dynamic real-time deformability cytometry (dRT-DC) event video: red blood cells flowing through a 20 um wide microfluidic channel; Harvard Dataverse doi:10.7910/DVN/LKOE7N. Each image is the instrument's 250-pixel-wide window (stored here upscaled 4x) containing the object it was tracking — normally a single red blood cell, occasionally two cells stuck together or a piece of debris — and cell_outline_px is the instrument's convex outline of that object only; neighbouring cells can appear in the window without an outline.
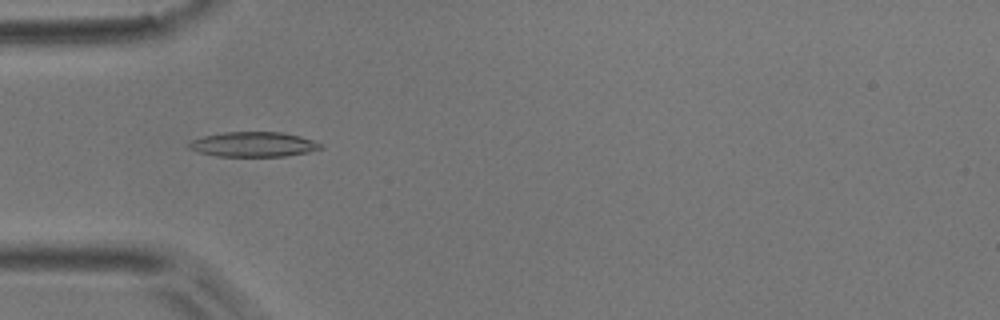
{"species": "common noctule bat (a hibernating species)", "species_latin": "Nyctalus noctula", "temperature_condition": "room temperature", "stored_images_in_passage": 42, "camera_frame_rate_fps": 3000, "um_per_image_px": 0.085, "animal": {"sex": "male", "body_mass_g": 17.9}, "frame": {"image": 1, "passage_image": 6, "time_ms": 1.667, "image_size_px": [1000, 320], "cell_outline_px": [[324, 148], [308, 152], [284, 156], [216, 156], [196, 152], [188, 148], [188, 144], [192, 140], [204, 136], [224, 132], [284, 132], [300, 136], [312, 140], [320, 144]], "centroid_in_image_um": [21.52, 12.27], "position_along_channel_um": 63.5, "area_um2": 19.07}}
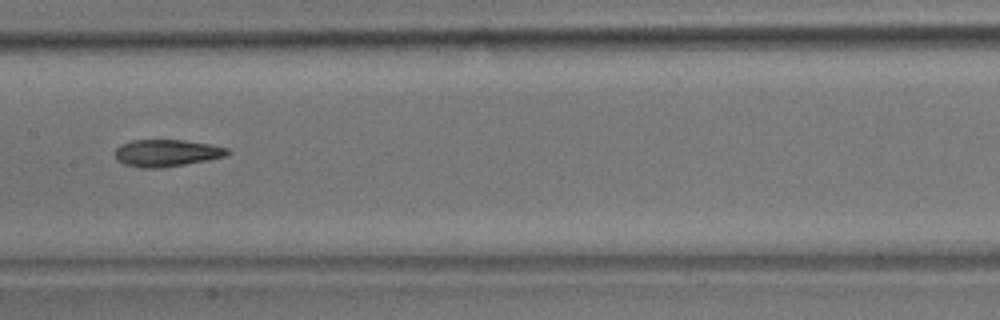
{"frame": {"image": 2, "passage_image": 16, "time_ms": 5.0, "image_size_px": [1000, 320], "cell_outline_px": [[232, 152], [228, 156], [208, 160], [160, 168], [140, 168], [124, 164], [116, 160], [116, 148], [120, 144], [132, 140], [184, 140], [212, 144], [228, 148]], "centroid_in_image_um": [14.2, 13.0], "position_along_channel_um": 193.2, "area_um2": 17.92}}
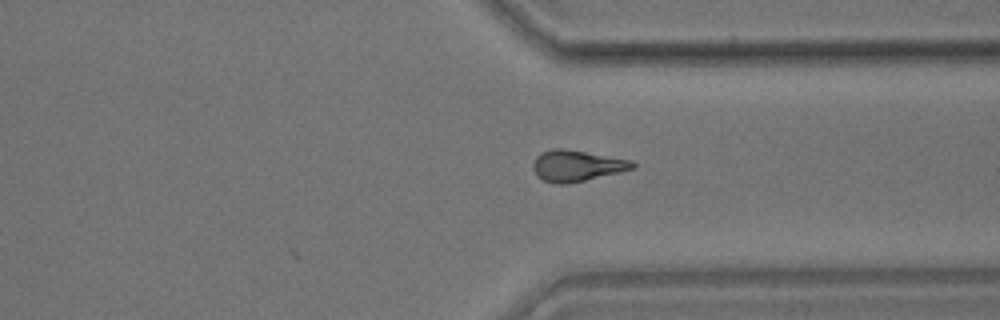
{"frame": {"image": 3, "passage_image": 29, "time_ms": 9.333, "image_size_px": [1000, 320], "cell_outline_px": [[636, 168], [620, 172], [568, 184], [560, 184], [544, 180], [536, 176], [532, 168], [532, 164], [536, 156], [540, 152], [552, 148], [564, 148], [632, 160], [636, 164]], "centroid_in_image_um": [49.01, 14.08], "position_along_channel_um": 362.4, "area_um2": 18.21}, "authors_computed_cell_mechanics": {"area_um2": 17.6001, "velocity_mm_per_s": 3.9042, "shape_relaxation_time_tau1_ms": 9.9963, "shape_relaxation_time_tau2_ms": 3.3796, "deformation_change_tau1": 0.2303, "deformation_change_tau2": 0.1181}}